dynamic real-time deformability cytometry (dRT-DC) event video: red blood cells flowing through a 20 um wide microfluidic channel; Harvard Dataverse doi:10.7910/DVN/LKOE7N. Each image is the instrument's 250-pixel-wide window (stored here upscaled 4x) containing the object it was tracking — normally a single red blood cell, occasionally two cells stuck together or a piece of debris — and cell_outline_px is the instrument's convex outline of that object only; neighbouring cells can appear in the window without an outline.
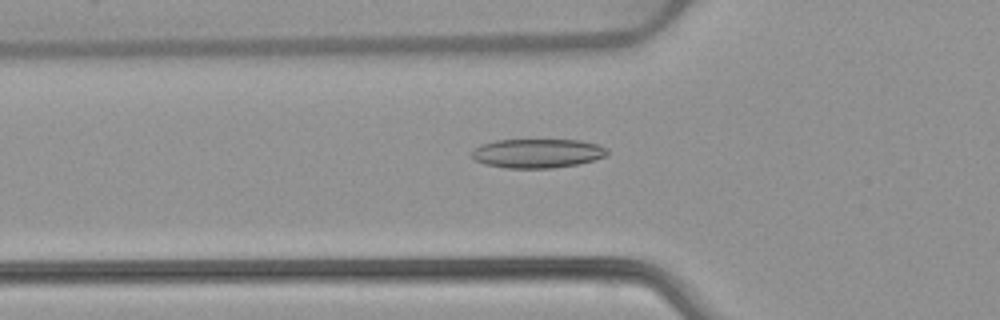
{"species": "common noctule bat (a hibernating species)", "species_latin": "Nyctalus noctula", "temperature_condition": "warm", "stored_images_in_passage": 52, "camera_frame_rate_fps": 3000, "um_per_image_px": 0.085, "animal": {"sex": "female", "body_mass_g": 22.7, "forearm_length_mm": 54.2}, "frame": {"image": 1, "passage_image": 18, "time_ms": 5.667, "image_size_px": [1000, 320], "cell_outline_px": [[608, 152], [604, 156], [592, 160], [576, 164], [552, 168], [504, 168], [484, 164], [476, 160], [472, 156], [472, 152], [480, 144], [496, 140], [580, 140], [596, 144], [608, 148]], "centroid_in_image_um": [45.66, 13.03], "position_along_channel_um": 80.1, "area_um2": 22.83}}
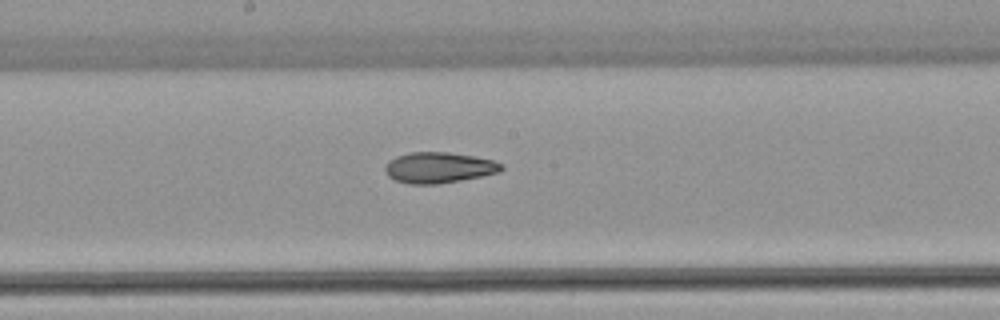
{"frame": {"image": 2, "passage_image": 28, "time_ms": 9.0, "image_size_px": [1000, 320], "cell_outline_px": [[504, 168], [500, 172], [460, 180], [436, 184], [408, 184], [396, 180], [388, 176], [384, 172], [384, 168], [388, 160], [396, 156], [412, 152], [448, 152], [476, 156], [492, 160], [504, 164]], "centroid_in_image_um": [37.29, 14.24], "position_along_channel_um": 210.9, "area_um2": 20.98}}
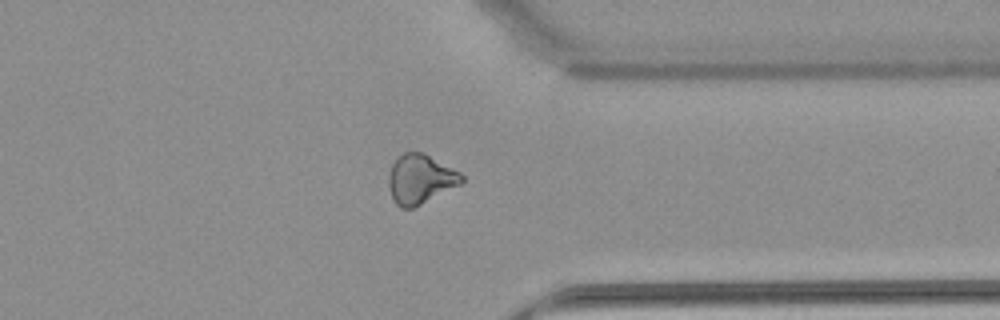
{"frame": {"image": 3, "passage_image": 41, "time_ms": 13.333, "image_size_px": [1000, 320], "cell_outline_px": [[464, 180], [460, 184], [412, 208], [400, 208], [396, 204], [388, 188], [388, 176], [392, 164], [404, 152], [424, 152], [460, 172], [464, 176]], "centroid_in_image_um": [35.71, 15.21], "position_along_channel_um": 375.7, "area_um2": 20.81}, "authors_computed_cell_mechanics": {"area_um2": 22.3686, "velocity_mm_per_s": 3.9024, "shape_relaxation_time_tau1_ms": null, "shape_relaxation_time_tau2_ms": 8.2292, "deformation_change_tau1": null, "deformation_change_tau2": 0.1395}}